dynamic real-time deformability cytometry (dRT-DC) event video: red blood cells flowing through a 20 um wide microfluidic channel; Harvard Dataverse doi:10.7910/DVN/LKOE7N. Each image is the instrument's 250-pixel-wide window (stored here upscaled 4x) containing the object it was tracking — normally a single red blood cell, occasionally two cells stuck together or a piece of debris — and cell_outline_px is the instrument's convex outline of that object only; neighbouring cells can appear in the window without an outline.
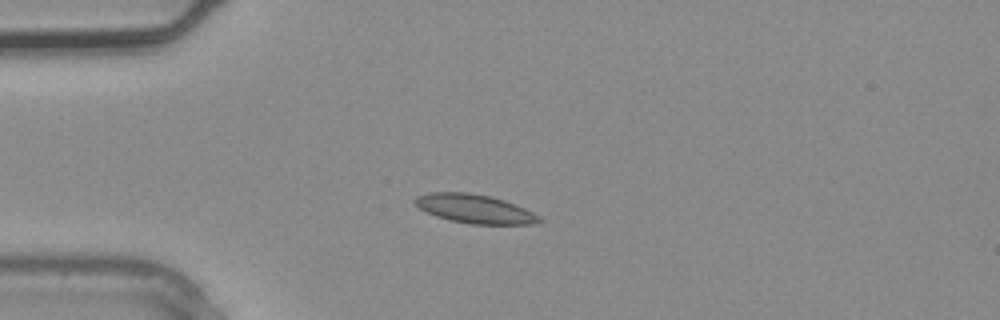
{"species": "common noctule bat (a hibernating species)", "species_latin": "Nyctalus noctula", "temperature_condition": "warm", "stored_images_in_passage": 3, "camera_frame_rate_fps": 3000, "um_per_image_px": 0.085, "animal": {"sex": "male", "body_mass_g": 20.4}, "frame": {"image": 1, "passage_image": 3, "time_ms": 0.667, "image_size_px": [1000, 320], "cell_outline_px": [[540, 220], [532, 224], [468, 224], [448, 220], [436, 216], [420, 208], [412, 200], [416, 196], [432, 192], [468, 192], [492, 196], [504, 200], [524, 208], [540, 216]], "centroid_in_image_um": [40.32, 17.74], "position_along_channel_um": 44.7, "area_um2": 20.81}}